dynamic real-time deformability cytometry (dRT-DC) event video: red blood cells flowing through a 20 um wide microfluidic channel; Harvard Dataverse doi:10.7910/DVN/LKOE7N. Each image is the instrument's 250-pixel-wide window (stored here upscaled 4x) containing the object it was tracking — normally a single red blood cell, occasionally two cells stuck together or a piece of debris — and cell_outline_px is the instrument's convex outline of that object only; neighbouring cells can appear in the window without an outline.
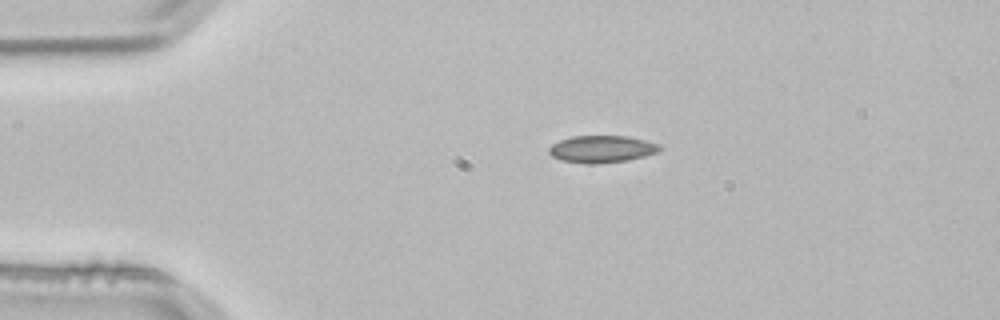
{"species": "common noctule bat (a hibernating species)", "species_latin": "Nyctalus noctula", "temperature_condition": "room temperature", "stored_images_in_passage": 3, "camera_frame_rate_fps": 3000, "um_per_image_px": 0.085, "animal": {"sex": "male", "body_mass_g": 21.5, "forearm_length_mm": 52.0}, "frame": {"image": 1, "passage_image": 3, "time_ms": 0.667, "image_size_px": [1000, 320], "cell_outline_px": [[664, 148], [660, 152], [628, 160], [596, 164], [584, 164], [560, 160], [552, 156], [548, 152], [548, 148], [552, 144], [560, 140], [572, 136], [628, 136], [660, 144]], "centroid_in_image_um": [51.17, 12.67], "position_along_channel_um": 33.8, "area_um2": 17.74}}